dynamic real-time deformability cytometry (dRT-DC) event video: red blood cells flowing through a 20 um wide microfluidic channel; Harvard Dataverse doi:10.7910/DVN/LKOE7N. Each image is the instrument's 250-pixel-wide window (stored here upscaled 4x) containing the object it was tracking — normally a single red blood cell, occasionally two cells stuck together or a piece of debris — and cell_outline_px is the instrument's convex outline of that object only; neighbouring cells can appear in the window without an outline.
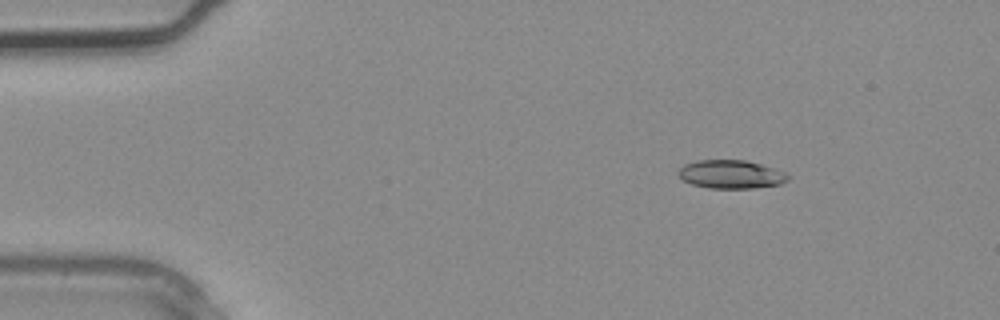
{"species": "common noctule bat (a hibernating species)", "species_latin": "Nyctalus noctula", "temperature_condition": "warm", "stored_images_in_passage": 2, "camera_frame_rate_fps": 3000, "um_per_image_px": 0.085, "animal": {"sex": "male", "body_mass_g": 20.4}, "frame": {"image": 1, "passage_image": 1, "time_ms": 0.0, "image_size_px": [1000, 320], "cell_outline_px": [[788, 180], [780, 184], [752, 188], [708, 188], [692, 184], [680, 180], [676, 172], [684, 164], [696, 160], [744, 160], [760, 164], [784, 172], [788, 176]], "centroid_in_image_um": [62.05, 14.82], "position_along_channel_um": 22.9, "area_um2": 18.15}}